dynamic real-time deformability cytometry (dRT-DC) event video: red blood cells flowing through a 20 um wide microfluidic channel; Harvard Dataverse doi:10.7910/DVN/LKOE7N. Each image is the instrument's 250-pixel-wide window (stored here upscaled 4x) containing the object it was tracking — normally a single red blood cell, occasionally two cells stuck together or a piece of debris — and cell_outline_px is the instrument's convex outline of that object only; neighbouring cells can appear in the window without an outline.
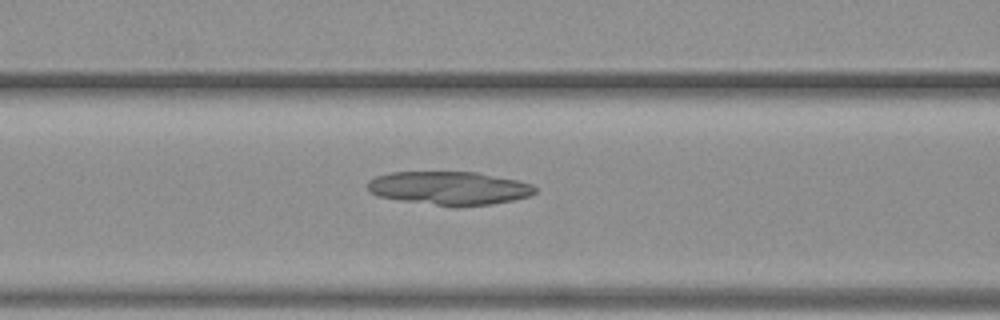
{"species": "common noctule bat (a hibernating species)", "species_latin": "Nyctalus noctula", "temperature_condition": "warm", "stored_images_in_passage": 36, "camera_frame_rate_fps": 3000, "um_per_image_px": 0.085, "animal": {"sex": "female", "body_mass_g": 19.3, "forearm_length_mm": 54.1}, "frame": {"image": 1, "passage_image": 5, "time_ms": 1.333, "image_size_px": [1000, 320], "cell_outline_px": [[536, 192], [528, 196], [512, 200], [492, 204], [456, 208], [404, 200], [380, 196], [372, 192], [368, 188], [368, 180], [376, 176], [388, 172], [476, 172], [516, 180], [532, 184], [536, 188]], "centroid_in_image_um": [38.2, 16.0], "position_along_channel_um": 128.4, "area_um2": 32.54}}
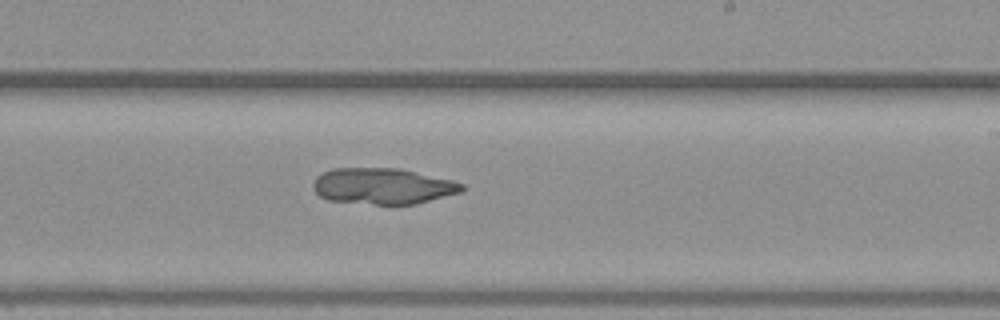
{"frame": {"image": 2, "passage_image": 15, "time_ms": 4.667, "image_size_px": [1000, 320], "cell_outline_px": [[464, 188], [460, 192], [416, 204], [376, 204], [328, 200], [320, 196], [316, 192], [312, 184], [316, 176], [332, 168], [400, 168], [452, 180], [464, 184]], "centroid_in_image_um": [32.53, 15.81], "position_along_channel_um": 256.5, "area_um2": 31.15}}
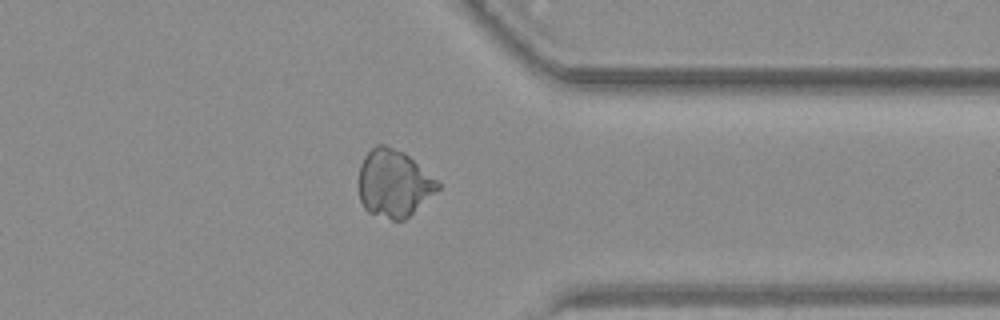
{"frame": {"image": 3, "passage_image": 25, "time_ms": 8.0, "image_size_px": [1000, 320], "cell_outline_px": [[440, 188], [404, 220], [392, 220], [368, 212], [364, 208], [360, 200], [360, 164], [364, 156], [376, 144], [384, 144], [404, 152], [436, 180], [440, 184]], "centroid_in_image_um": [33.45, 15.58], "position_along_channel_um": 377.9, "area_um2": 30.58}}